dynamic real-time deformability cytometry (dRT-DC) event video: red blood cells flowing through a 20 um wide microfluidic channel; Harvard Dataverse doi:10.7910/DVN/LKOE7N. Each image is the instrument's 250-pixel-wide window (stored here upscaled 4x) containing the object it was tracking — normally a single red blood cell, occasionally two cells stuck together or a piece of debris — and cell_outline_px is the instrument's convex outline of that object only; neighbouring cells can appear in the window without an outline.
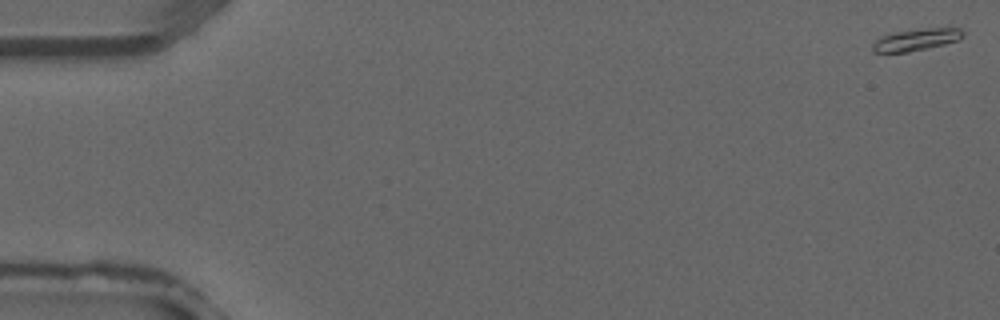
{"species": "common noctule bat (a hibernating species)", "species_latin": "Nyctalus noctula", "temperature_condition": "warm", "stored_images_in_passage": 15, "camera_frame_rate_fps": 3000, "um_per_image_px": 0.085, "animal": {"sex": "male", "forearm_length_mm": 52.5}, "frame": {"image": 1, "passage_image": 1, "time_ms": 0.0, "image_size_px": [1000, 320], "cell_outline_px": [[964, 36], [956, 40], [944, 44], [928, 48], [908, 52], [872, 52], [872, 44], [880, 36], [896, 32], [928, 28], [960, 28], [964, 32]], "centroid_in_image_um": [77.86, 3.37], "position_along_channel_um": 7.1, "area_um2": 11.39}}
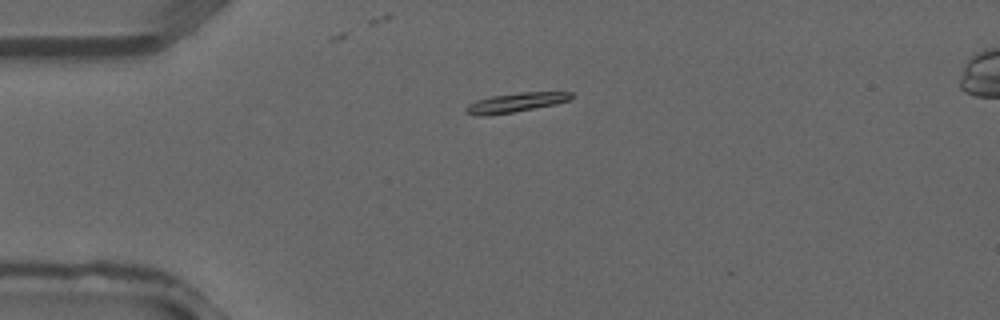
{"frame": {"image": 2, "passage_image": 10, "time_ms": 3.0, "image_size_px": [1000, 320], "cell_outline_px": [[576, 96], [572, 100], [556, 104], [512, 112], [488, 116], [480, 116], [464, 112], [464, 108], [468, 104], [476, 100], [492, 96], [520, 92], [572, 92]], "centroid_in_image_um": [43.86, 8.71], "position_along_channel_um": 41.1, "area_um2": 12.02}}
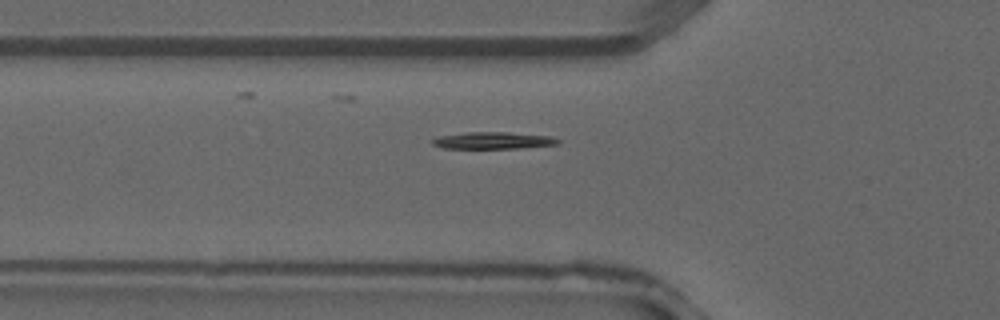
{"frame": {"image": 3, "passage_image": 14, "time_ms": 4.333, "image_size_px": [1000, 320], "cell_outline_px": [[560, 144], [520, 148], [444, 148], [432, 144], [432, 140], [440, 136], [464, 132], [508, 132], [552, 136], [560, 140]], "centroid_in_image_um": [41.96, 11.93], "position_along_channel_um": 83.8, "area_um2": 12.37}}